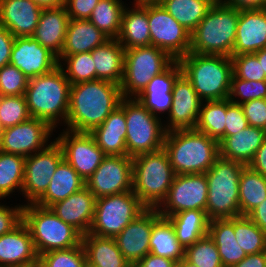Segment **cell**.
<instances>
[{"label": "cell", "mask_w": 266, "mask_h": 267, "mask_svg": "<svg viewBox=\"0 0 266 267\" xmlns=\"http://www.w3.org/2000/svg\"><path fill=\"white\" fill-rule=\"evenodd\" d=\"M23 222L31 232L34 247L39 255L60 249H69L82 243V234L61 220L48 207L36 203L23 206Z\"/></svg>", "instance_id": "obj_8"}, {"label": "cell", "mask_w": 266, "mask_h": 267, "mask_svg": "<svg viewBox=\"0 0 266 267\" xmlns=\"http://www.w3.org/2000/svg\"><path fill=\"white\" fill-rule=\"evenodd\" d=\"M148 22L151 46L164 50L175 60L189 53L191 33L160 3H148Z\"/></svg>", "instance_id": "obj_12"}, {"label": "cell", "mask_w": 266, "mask_h": 267, "mask_svg": "<svg viewBox=\"0 0 266 267\" xmlns=\"http://www.w3.org/2000/svg\"><path fill=\"white\" fill-rule=\"evenodd\" d=\"M208 235L217 246L223 267H231L247 256V253L237 243L234 218L210 220Z\"/></svg>", "instance_id": "obj_34"}, {"label": "cell", "mask_w": 266, "mask_h": 267, "mask_svg": "<svg viewBox=\"0 0 266 267\" xmlns=\"http://www.w3.org/2000/svg\"><path fill=\"white\" fill-rule=\"evenodd\" d=\"M41 8H53L65 5L66 0H32Z\"/></svg>", "instance_id": "obj_60"}, {"label": "cell", "mask_w": 266, "mask_h": 267, "mask_svg": "<svg viewBox=\"0 0 266 267\" xmlns=\"http://www.w3.org/2000/svg\"><path fill=\"white\" fill-rule=\"evenodd\" d=\"M234 233L237 243L247 255L266 251V233L248 216L234 218Z\"/></svg>", "instance_id": "obj_42"}, {"label": "cell", "mask_w": 266, "mask_h": 267, "mask_svg": "<svg viewBox=\"0 0 266 267\" xmlns=\"http://www.w3.org/2000/svg\"><path fill=\"white\" fill-rule=\"evenodd\" d=\"M231 60L235 77L247 81H266V74L254 53L231 56Z\"/></svg>", "instance_id": "obj_49"}, {"label": "cell", "mask_w": 266, "mask_h": 267, "mask_svg": "<svg viewBox=\"0 0 266 267\" xmlns=\"http://www.w3.org/2000/svg\"><path fill=\"white\" fill-rule=\"evenodd\" d=\"M185 258L198 267H223L217 246L208 234L185 248Z\"/></svg>", "instance_id": "obj_44"}, {"label": "cell", "mask_w": 266, "mask_h": 267, "mask_svg": "<svg viewBox=\"0 0 266 267\" xmlns=\"http://www.w3.org/2000/svg\"><path fill=\"white\" fill-rule=\"evenodd\" d=\"M216 0H161L159 3L192 33Z\"/></svg>", "instance_id": "obj_37"}, {"label": "cell", "mask_w": 266, "mask_h": 267, "mask_svg": "<svg viewBox=\"0 0 266 267\" xmlns=\"http://www.w3.org/2000/svg\"><path fill=\"white\" fill-rule=\"evenodd\" d=\"M69 20L65 5L43 8L38 25L31 37L59 57L65 42Z\"/></svg>", "instance_id": "obj_26"}, {"label": "cell", "mask_w": 266, "mask_h": 267, "mask_svg": "<svg viewBox=\"0 0 266 267\" xmlns=\"http://www.w3.org/2000/svg\"><path fill=\"white\" fill-rule=\"evenodd\" d=\"M178 241L186 248L208 234L209 218L202 210H185L168 216Z\"/></svg>", "instance_id": "obj_35"}, {"label": "cell", "mask_w": 266, "mask_h": 267, "mask_svg": "<svg viewBox=\"0 0 266 267\" xmlns=\"http://www.w3.org/2000/svg\"><path fill=\"white\" fill-rule=\"evenodd\" d=\"M254 54L257 56L258 61L261 64V67L263 68V71L266 74V48L260 49Z\"/></svg>", "instance_id": "obj_61"}, {"label": "cell", "mask_w": 266, "mask_h": 267, "mask_svg": "<svg viewBox=\"0 0 266 267\" xmlns=\"http://www.w3.org/2000/svg\"><path fill=\"white\" fill-rule=\"evenodd\" d=\"M135 4L159 3L161 0H134Z\"/></svg>", "instance_id": "obj_63"}, {"label": "cell", "mask_w": 266, "mask_h": 267, "mask_svg": "<svg viewBox=\"0 0 266 267\" xmlns=\"http://www.w3.org/2000/svg\"><path fill=\"white\" fill-rule=\"evenodd\" d=\"M150 253L178 263L185 257V247L178 241L171 222L160 217L152 226Z\"/></svg>", "instance_id": "obj_36"}, {"label": "cell", "mask_w": 266, "mask_h": 267, "mask_svg": "<svg viewBox=\"0 0 266 267\" xmlns=\"http://www.w3.org/2000/svg\"><path fill=\"white\" fill-rule=\"evenodd\" d=\"M221 3L239 10L264 9L266 0H219Z\"/></svg>", "instance_id": "obj_57"}, {"label": "cell", "mask_w": 266, "mask_h": 267, "mask_svg": "<svg viewBox=\"0 0 266 267\" xmlns=\"http://www.w3.org/2000/svg\"><path fill=\"white\" fill-rule=\"evenodd\" d=\"M10 64L28 79L47 74L59 66L58 57L32 37H15Z\"/></svg>", "instance_id": "obj_19"}, {"label": "cell", "mask_w": 266, "mask_h": 267, "mask_svg": "<svg viewBox=\"0 0 266 267\" xmlns=\"http://www.w3.org/2000/svg\"><path fill=\"white\" fill-rule=\"evenodd\" d=\"M248 166L266 177V138Z\"/></svg>", "instance_id": "obj_56"}, {"label": "cell", "mask_w": 266, "mask_h": 267, "mask_svg": "<svg viewBox=\"0 0 266 267\" xmlns=\"http://www.w3.org/2000/svg\"><path fill=\"white\" fill-rule=\"evenodd\" d=\"M231 267H266V251L248 254L239 263Z\"/></svg>", "instance_id": "obj_58"}, {"label": "cell", "mask_w": 266, "mask_h": 267, "mask_svg": "<svg viewBox=\"0 0 266 267\" xmlns=\"http://www.w3.org/2000/svg\"><path fill=\"white\" fill-rule=\"evenodd\" d=\"M127 125L124 113V97L105 119L95 127L90 134L94 137L96 144L102 149L105 155L124 156L126 151Z\"/></svg>", "instance_id": "obj_27"}, {"label": "cell", "mask_w": 266, "mask_h": 267, "mask_svg": "<svg viewBox=\"0 0 266 267\" xmlns=\"http://www.w3.org/2000/svg\"><path fill=\"white\" fill-rule=\"evenodd\" d=\"M133 192L146 208H159L176 176L167 152L143 153L132 158Z\"/></svg>", "instance_id": "obj_6"}, {"label": "cell", "mask_w": 266, "mask_h": 267, "mask_svg": "<svg viewBox=\"0 0 266 267\" xmlns=\"http://www.w3.org/2000/svg\"><path fill=\"white\" fill-rule=\"evenodd\" d=\"M205 102L201 104L195 129L220 142L226 127L227 99Z\"/></svg>", "instance_id": "obj_39"}, {"label": "cell", "mask_w": 266, "mask_h": 267, "mask_svg": "<svg viewBox=\"0 0 266 267\" xmlns=\"http://www.w3.org/2000/svg\"><path fill=\"white\" fill-rule=\"evenodd\" d=\"M167 52L155 46L125 49L124 74L120 84L124 98H136L148 83L164 72L173 62Z\"/></svg>", "instance_id": "obj_10"}, {"label": "cell", "mask_w": 266, "mask_h": 267, "mask_svg": "<svg viewBox=\"0 0 266 267\" xmlns=\"http://www.w3.org/2000/svg\"><path fill=\"white\" fill-rule=\"evenodd\" d=\"M39 267H86L87 259L82 243L69 249L52 250L39 255Z\"/></svg>", "instance_id": "obj_43"}, {"label": "cell", "mask_w": 266, "mask_h": 267, "mask_svg": "<svg viewBox=\"0 0 266 267\" xmlns=\"http://www.w3.org/2000/svg\"><path fill=\"white\" fill-rule=\"evenodd\" d=\"M15 37L0 25V69L10 63Z\"/></svg>", "instance_id": "obj_54"}, {"label": "cell", "mask_w": 266, "mask_h": 267, "mask_svg": "<svg viewBox=\"0 0 266 267\" xmlns=\"http://www.w3.org/2000/svg\"><path fill=\"white\" fill-rule=\"evenodd\" d=\"M236 96L241 100L235 99ZM228 99L240 105L255 99H266V81H247L232 74Z\"/></svg>", "instance_id": "obj_47"}, {"label": "cell", "mask_w": 266, "mask_h": 267, "mask_svg": "<svg viewBox=\"0 0 266 267\" xmlns=\"http://www.w3.org/2000/svg\"><path fill=\"white\" fill-rule=\"evenodd\" d=\"M125 48L117 39H109L91 51L96 69V79L121 84L124 74Z\"/></svg>", "instance_id": "obj_32"}, {"label": "cell", "mask_w": 266, "mask_h": 267, "mask_svg": "<svg viewBox=\"0 0 266 267\" xmlns=\"http://www.w3.org/2000/svg\"><path fill=\"white\" fill-rule=\"evenodd\" d=\"M95 202L94 194L85 186L50 208L61 220L85 235L88 234L93 222Z\"/></svg>", "instance_id": "obj_24"}, {"label": "cell", "mask_w": 266, "mask_h": 267, "mask_svg": "<svg viewBox=\"0 0 266 267\" xmlns=\"http://www.w3.org/2000/svg\"><path fill=\"white\" fill-rule=\"evenodd\" d=\"M107 40L109 38L88 19H70L58 62L63 63L61 59L69 55L91 52Z\"/></svg>", "instance_id": "obj_29"}, {"label": "cell", "mask_w": 266, "mask_h": 267, "mask_svg": "<svg viewBox=\"0 0 266 267\" xmlns=\"http://www.w3.org/2000/svg\"><path fill=\"white\" fill-rule=\"evenodd\" d=\"M28 82V77L9 63L0 69V96L24 95Z\"/></svg>", "instance_id": "obj_48"}, {"label": "cell", "mask_w": 266, "mask_h": 267, "mask_svg": "<svg viewBox=\"0 0 266 267\" xmlns=\"http://www.w3.org/2000/svg\"><path fill=\"white\" fill-rule=\"evenodd\" d=\"M38 258L31 232L23 221L0 236V267L36 266Z\"/></svg>", "instance_id": "obj_21"}, {"label": "cell", "mask_w": 266, "mask_h": 267, "mask_svg": "<svg viewBox=\"0 0 266 267\" xmlns=\"http://www.w3.org/2000/svg\"><path fill=\"white\" fill-rule=\"evenodd\" d=\"M70 86L61 63L51 72L29 79L24 96L31 117L47 122L53 129L60 119L66 124Z\"/></svg>", "instance_id": "obj_2"}, {"label": "cell", "mask_w": 266, "mask_h": 267, "mask_svg": "<svg viewBox=\"0 0 266 267\" xmlns=\"http://www.w3.org/2000/svg\"><path fill=\"white\" fill-rule=\"evenodd\" d=\"M265 138L264 129L249 125L234 135L224 137L219 142V156L248 166Z\"/></svg>", "instance_id": "obj_28"}, {"label": "cell", "mask_w": 266, "mask_h": 267, "mask_svg": "<svg viewBox=\"0 0 266 267\" xmlns=\"http://www.w3.org/2000/svg\"><path fill=\"white\" fill-rule=\"evenodd\" d=\"M124 113L127 156L133 158L163 148L167 131L160 117L153 115L136 98H124Z\"/></svg>", "instance_id": "obj_9"}, {"label": "cell", "mask_w": 266, "mask_h": 267, "mask_svg": "<svg viewBox=\"0 0 266 267\" xmlns=\"http://www.w3.org/2000/svg\"><path fill=\"white\" fill-rule=\"evenodd\" d=\"M95 198L133 190L132 157L106 155L96 171L85 181Z\"/></svg>", "instance_id": "obj_15"}, {"label": "cell", "mask_w": 266, "mask_h": 267, "mask_svg": "<svg viewBox=\"0 0 266 267\" xmlns=\"http://www.w3.org/2000/svg\"><path fill=\"white\" fill-rule=\"evenodd\" d=\"M62 148L64 159L86 181L106 156L87 132L66 130L55 139Z\"/></svg>", "instance_id": "obj_16"}, {"label": "cell", "mask_w": 266, "mask_h": 267, "mask_svg": "<svg viewBox=\"0 0 266 267\" xmlns=\"http://www.w3.org/2000/svg\"><path fill=\"white\" fill-rule=\"evenodd\" d=\"M133 267H177V263L172 259L148 253Z\"/></svg>", "instance_id": "obj_55"}, {"label": "cell", "mask_w": 266, "mask_h": 267, "mask_svg": "<svg viewBox=\"0 0 266 267\" xmlns=\"http://www.w3.org/2000/svg\"><path fill=\"white\" fill-rule=\"evenodd\" d=\"M245 117L250 126L265 129L266 99H255L241 104Z\"/></svg>", "instance_id": "obj_51"}, {"label": "cell", "mask_w": 266, "mask_h": 267, "mask_svg": "<svg viewBox=\"0 0 266 267\" xmlns=\"http://www.w3.org/2000/svg\"><path fill=\"white\" fill-rule=\"evenodd\" d=\"M240 10L219 0L191 33L189 53L232 56Z\"/></svg>", "instance_id": "obj_4"}, {"label": "cell", "mask_w": 266, "mask_h": 267, "mask_svg": "<svg viewBox=\"0 0 266 267\" xmlns=\"http://www.w3.org/2000/svg\"><path fill=\"white\" fill-rule=\"evenodd\" d=\"M247 216L266 233V199L262 200Z\"/></svg>", "instance_id": "obj_59"}, {"label": "cell", "mask_w": 266, "mask_h": 267, "mask_svg": "<svg viewBox=\"0 0 266 267\" xmlns=\"http://www.w3.org/2000/svg\"><path fill=\"white\" fill-rule=\"evenodd\" d=\"M163 149L176 175L206 173L219 157V142L196 129L167 132Z\"/></svg>", "instance_id": "obj_3"}, {"label": "cell", "mask_w": 266, "mask_h": 267, "mask_svg": "<svg viewBox=\"0 0 266 267\" xmlns=\"http://www.w3.org/2000/svg\"><path fill=\"white\" fill-rule=\"evenodd\" d=\"M178 62L182 74L191 82L202 101L223 100L229 97L233 74L231 57L188 53Z\"/></svg>", "instance_id": "obj_5"}, {"label": "cell", "mask_w": 266, "mask_h": 267, "mask_svg": "<svg viewBox=\"0 0 266 267\" xmlns=\"http://www.w3.org/2000/svg\"><path fill=\"white\" fill-rule=\"evenodd\" d=\"M145 209L133 191L97 198L88 233L114 238Z\"/></svg>", "instance_id": "obj_11"}, {"label": "cell", "mask_w": 266, "mask_h": 267, "mask_svg": "<svg viewBox=\"0 0 266 267\" xmlns=\"http://www.w3.org/2000/svg\"><path fill=\"white\" fill-rule=\"evenodd\" d=\"M84 187L85 180L63 159L55 170L48 189L36 204L50 208L53 204L66 199Z\"/></svg>", "instance_id": "obj_31"}, {"label": "cell", "mask_w": 266, "mask_h": 267, "mask_svg": "<svg viewBox=\"0 0 266 267\" xmlns=\"http://www.w3.org/2000/svg\"><path fill=\"white\" fill-rule=\"evenodd\" d=\"M4 128L0 126V145L2 143V136H3Z\"/></svg>", "instance_id": "obj_64"}, {"label": "cell", "mask_w": 266, "mask_h": 267, "mask_svg": "<svg viewBox=\"0 0 266 267\" xmlns=\"http://www.w3.org/2000/svg\"><path fill=\"white\" fill-rule=\"evenodd\" d=\"M124 9L120 0H100L88 20L109 39H117Z\"/></svg>", "instance_id": "obj_40"}, {"label": "cell", "mask_w": 266, "mask_h": 267, "mask_svg": "<svg viewBox=\"0 0 266 267\" xmlns=\"http://www.w3.org/2000/svg\"><path fill=\"white\" fill-rule=\"evenodd\" d=\"M87 265L90 267H133L123 256L114 238L82 235Z\"/></svg>", "instance_id": "obj_33"}, {"label": "cell", "mask_w": 266, "mask_h": 267, "mask_svg": "<svg viewBox=\"0 0 266 267\" xmlns=\"http://www.w3.org/2000/svg\"><path fill=\"white\" fill-rule=\"evenodd\" d=\"M177 267H198L197 265L189 262L185 257L182 258L178 263Z\"/></svg>", "instance_id": "obj_62"}, {"label": "cell", "mask_w": 266, "mask_h": 267, "mask_svg": "<svg viewBox=\"0 0 266 267\" xmlns=\"http://www.w3.org/2000/svg\"><path fill=\"white\" fill-rule=\"evenodd\" d=\"M63 60L67 64L66 70L63 68V71L71 85L96 80V69L91 52L69 55Z\"/></svg>", "instance_id": "obj_45"}, {"label": "cell", "mask_w": 266, "mask_h": 267, "mask_svg": "<svg viewBox=\"0 0 266 267\" xmlns=\"http://www.w3.org/2000/svg\"><path fill=\"white\" fill-rule=\"evenodd\" d=\"M63 159L62 148L56 140L25 158L22 194L28 199L27 204L36 203L45 194Z\"/></svg>", "instance_id": "obj_14"}, {"label": "cell", "mask_w": 266, "mask_h": 267, "mask_svg": "<svg viewBox=\"0 0 266 267\" xmlns=\"http://www.w3.org/2000/svg\"><path fill=\"white\" fill-rule=\"evenodd\" d=\"M124 9L121 28L117 40L125 48L151 46L148 22V3L135 4Z\"/></svg>", "instance_id": "obj_30"}, {"label": "cell", "mask_w": 266, "mask_h": 267, "mask_svg": "<svg viewBox=\"0 0 266 267\" xmlns=\"http://www.w3.org/2000/svg\"><path fill=\"white\" fill-rule=\"evenodd\" d=\"M122 98L120 85L111 81L96 79L71 85L66 130L90 133Z\"/></svg>", "instance_id": "obj_1"}, {"label": "cell", "mask_w": 266, "mask_h": 267, "mask_svg": "<svg viewBox=\"0 0 266 267\" xmlns=\"http://www.w3.org/2000/svg\"><path fill=\"white\" fill-rule=\"evenodd\" d=\"M208 182L205 173L176 175L165 200L157 208L167 218L185 210H206ZM162 206V207H161Z\"/></svg>", "instance_id": "obj_13"}, {"label": "cell", "mask_w": 266, "mask_h": 267, "mask_svg": "<svg viewBox=\"0 0 266 267\" xmlns=\"http://www.w3.org/2000/svg\"><path fill=\"white\" fill-rule=\"evenodd\" d=\"M266 48V8L240 10L232 56Z\"/></svg>", "instance_id": "obj_23"}, {"label": "cell", "mask_w": 266, "mask_h": 267, "mask_svg": "<svg viewBox=\"0 0 266 267\" xmlns=\"http://www.w3.org/2000/svg\"><path fill=\"white\" fill-rule=\"evenodd\" d=\"M160 217L156 208H146L114 237L117 247L132 266L150 253L152 226Z\"/></svg>", "instance_id": "obj_18"}, {"label": "cell", "mask_w": 266, "mask_h": 267, "mask_svg": "<svg viewBox=\"0 0 266 267\" xmlns=\"http://www.w3.org/2000/svg\"><path fill=\"white\" fill-rule=\"evenodd\" d=\"M266 199V177L249 166H244L239 178L240 216H247Z\"/></svg>", "instance_id": "obj_38"}, {"label": "cell", "mask_w": 266, "mask_h": 267, "mask_svg": "<svg viewBox=\"0 0 266 267\" xmlns=\"http://www.w3.org/2000/svg\"><path fill=\"white\" fill-rule=\"evenodd\" d=\"M226 117L224 137L234 135L249 126L242 106L232 103L228 98Z\"/></svg>", "instance_id": "obj_50"}, {"label": "cell", "mask_w": 266, "mask_h": 267, "mask_svg": "<svg viewBox=\"0 0 266 267\" xmlns=\"http://www.w3.org/2000/svg\"><path fill=\"white\" fill-rule=\"evenodd\" d=\"M182 74L178 60H175L164 72L154 76L144 91L136 97L153 115L171 110L172 89L176 79Z\"/></svg>", "instance_id": "obj_25"}, {"label": "cell", "mask_w": 266, "mask_h": 267, "mask_svg": "<svg viewBox=\"0 0 266 267\" xmlns=\"http://www.w3.org/2000/svg\"><path fill=\"white\" fill-rule=\"evenodd\" d=\"M25 157L0 151V199L21 190L24 179Z\"/></svg>", "instance_id": "obj_41"}, {"label": "cell", "mask_w": 266, "mask_h": 267, "mask_svg": "<svg viewBox=\"0 0 266 267\" xmlns=\"http://www.w3.org/2000/svg\"><path fill=\"white\" fill-rule=\"evenodd\" d=\"M53 130L47 122L31 117L4 129L0 151L26 158L48 146V137H51Z\"/></svg>", "instance_id": "obj_17"}, {"label": "cell", "mask_w": 266, "mask_h": 267, "mask_svg": "<svg viewBox=\"0 0 266 267\" xmlns=\"http://www.w3.org/2000/svg\"><path fill=\"white\" fill-rule=\"evenodd\" d=\"M100 0H66L65 7L70 19H89Z\"/></svg>", "instance_id": "obj_53"}, {"label": "cell", "mask_w": 266, "mask_h": 267, "mask_svg": "<svg viewBox=\"0 0 266 267\" xmlns=\"http://www.w3.org/2000/svg\"><path fill=\"white\" fill-rule=\"evenodd\" d=\"M31 118L24 95L0 96V126L4 129Z\"/></svg>", "instance_id": "obj_46"}, {"label": "cell", "mask_w": 266, "mask_h": 267, "mask_svg": "<svg viewBox=\"0 0 266 267\" xmlns=\"http://www.w3.org/2000/svg\"><path fill=\"white\" fill-rule=\"evenodd\" d=\"M23 206L9 208L0 204V236L11 232L23 221Z\"/></svg>", "instance_id": "obj_52"}, {"label": "cell", "mask_w": 266, "mask_h": 267, "mask_svg": "<svg viewBox=\"0 0 266 267\" xmlns=\"http://www.w3.org/2000/svg\"><path fill=\"white\" fill-rule=\"evenodd\" d=\"M244 166L219 156L205 173L208 182L205 212L209 220L240 216L239 178Z\"/></svg>", "instance_id": "obj_7"}, {"label": "cell", "mask_w": 266, "mask_h": 267, "mask_svg": "<svg viewBox=\"0 0 266 267\" xmlns=\"http://www.w3.org/2000/svg\"><path fill=\"white\" fill-rule=\"evenodd\" d=\"M202 101L191 82L181 74L172 89L170 117L165 129L167 132L179 129H195Z\"/></svg>", "instance_id": "obj_20"}, {"label": "cell", "mask_w": 266, "mask_h": 267, "mask_svg": "<svg viewBox=\"0 0 266 267\" xmlns=\"http://www.w3.org/2000/svg\"><path fill=\"white\" fill-rule=\"evenodd\" d=\"M42 10L32 0H0V25L14 37H31Z\"/></svg>", "instance_id": "obj_22"}]
</instances>
